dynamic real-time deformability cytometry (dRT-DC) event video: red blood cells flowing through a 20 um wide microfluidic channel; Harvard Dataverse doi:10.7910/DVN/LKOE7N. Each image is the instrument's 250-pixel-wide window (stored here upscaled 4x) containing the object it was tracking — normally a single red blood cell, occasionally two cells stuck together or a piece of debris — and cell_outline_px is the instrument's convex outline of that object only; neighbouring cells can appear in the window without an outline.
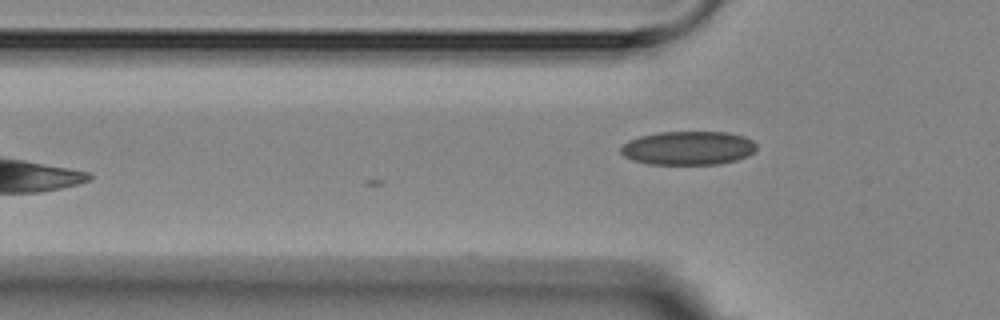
{"species": "Egyptian fruit bat (a non-hibernating species)", "species_latin": "Rousettus aegyptiacus", "temperature_condition": "room temperature", "stored_images_in_passage": 4, "segment_of_instrument_passage": [1, 2], "camera_frame_rate_fps": 3000, "um_per_image_px": 0.085, "animal": {"sex": "female"}, "frame": {"image": 1, "passage_image": 3, "time_ms": 3.0, "image_size_px": [1000, 320], "cell_outline_px": [[756, 148], [748, 156], [736, 160], [720, 164], [648, 164], [632, 160], [624, 156], [620, 152], [620, 148], [628, 140], [640, 136], [660, 132], [728, 132], [744, 136], [752, 140], [756, 144]], "centroid_in_image_um": [58.49, 12.58], "position_along_channel_um": 67.3, "area_um2": 26.76}}